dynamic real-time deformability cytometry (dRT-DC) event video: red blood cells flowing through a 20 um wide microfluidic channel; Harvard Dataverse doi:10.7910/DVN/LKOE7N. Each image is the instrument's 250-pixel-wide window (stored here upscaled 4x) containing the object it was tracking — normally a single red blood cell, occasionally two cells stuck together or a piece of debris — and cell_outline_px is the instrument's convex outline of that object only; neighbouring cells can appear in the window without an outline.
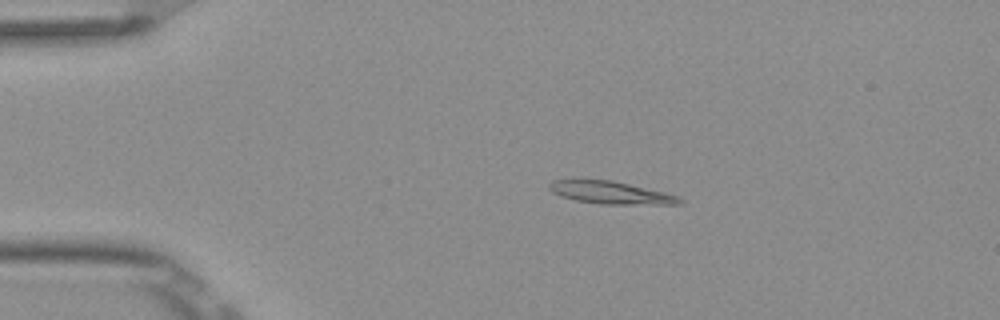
{"species": "Egyptian fruit bat (a non-hibernating species)", "species_latin": "Rousettus aegyptiacus", "temperature_condition": "room temperature", "stored_images_in_passage": 5, "camera_frame_rate_fps": 3000, "um_per_image_px": 0.085, "frame": {"image": 1, "passage_image": 2, "time_ms": 0.333, "image_size_px": [1000, 320], "cell_outline_px": [[684, 204], [600, 204], [576, 200], [552, 192], [548, 188], [548, 184], [552, 180], [612, 180], [664, 192], [680, 196], [684, 200]], "centroid_in_image_um": [51.97, 16.38], "position_along_channel_um": 33.0, "area_um2": 16.99}}
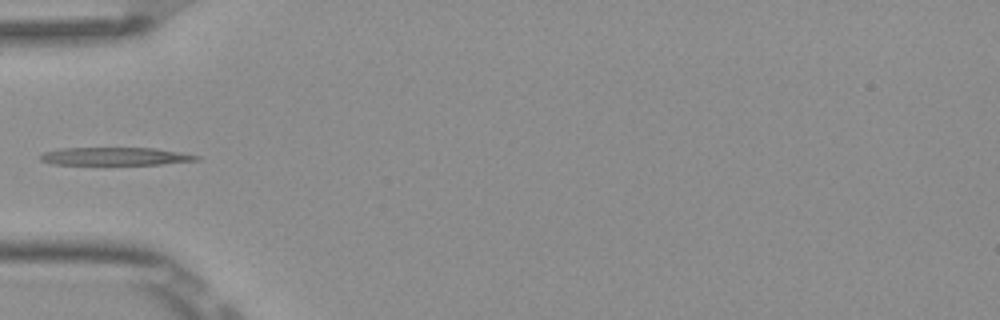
{"frame": {"image": 2, "passage_image": 4, "time_ms": 1.0, "image_size_px": [1000, 320], "cell_outline_px": [[200, 160], [160, 164], [52, 164], [40, 160], [40, 156], [44, 152], [60, 148], [156, 148], [180, 152], [200, 156]], "centroid_in_image_um": [9.8, 13.28], "position_along_channel_um": 75.2, "area_um2": 16.13}}
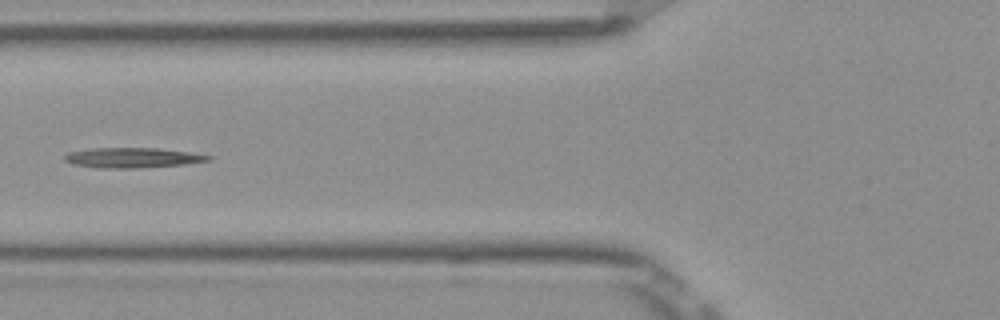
{"frame": {"image": 3, "passage_image": 5, "time_ms": 1.333, "image_size_px": [1000, 320], "cell_outline_px": [[212, 160], [184, 164], [136, 168], [96, 168], [72, 164], [64, 160], [64, 156], [68, 152], [88, 148], [156, 148], [188, 152], [212, 156]], "centroid_in_image_um": [11.2, 13.41], "position_along_channel_um": 114.6, "area_um2": 16.82}}